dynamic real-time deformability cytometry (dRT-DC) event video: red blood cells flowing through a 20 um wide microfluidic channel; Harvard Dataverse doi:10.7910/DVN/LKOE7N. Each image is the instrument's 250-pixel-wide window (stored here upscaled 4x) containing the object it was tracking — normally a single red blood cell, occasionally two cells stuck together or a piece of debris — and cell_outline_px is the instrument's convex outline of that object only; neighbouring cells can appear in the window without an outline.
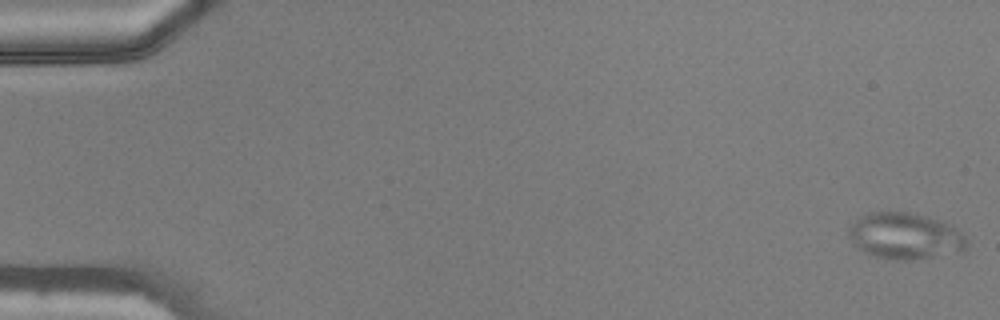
{"species": "common noctule bat (a hibernating species)", "species_latin": "Nyctalus noctula", "temperature_condition": "warm", "stored_images_in_passage": 47, "camera_frame_rate_fps": 3000, "um_per_image_px": 0.085, "animal": {"sex": "male", "body_mass_g": 20.5, "forearm_length_mm": 52.5}, "frame": {"image": 1, "passage_image": 1, "time_ms": 0.0, "image_size_px": [1000, 320], "cell_outline_px": [[968, 244], [960, 252], [912, 260], [896, 260], [876, 256], [860, 248], [848, 236], [848, 224], [860, 216], [868, 212], [908, 212], [924, 216], [952, 224], [968, 240]], "centroid_in_image_um": [76.93, 20.05], "position_along_channel_um": 8.1, "area_um2": 31.79}}
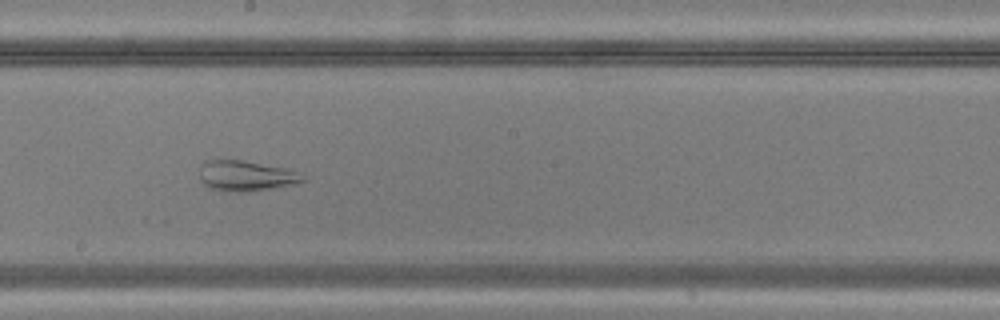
{"frame": {"image": 2, "passage_image": 27, "time_ms": 8.667, "image_size_px": [1000, 320], "cell_outline_px": [[304, 180], [292, 184], [244, 192], [232, 192], [208, 188], [200, 180], [200, 164], [204, 160], [240, 160], [284, 168], [296, 172], [304, 176]], "centroid_in_image_um": [20.81, 14.94], "position_along_channel_um": 227.4, "area_um2": 17.98}}
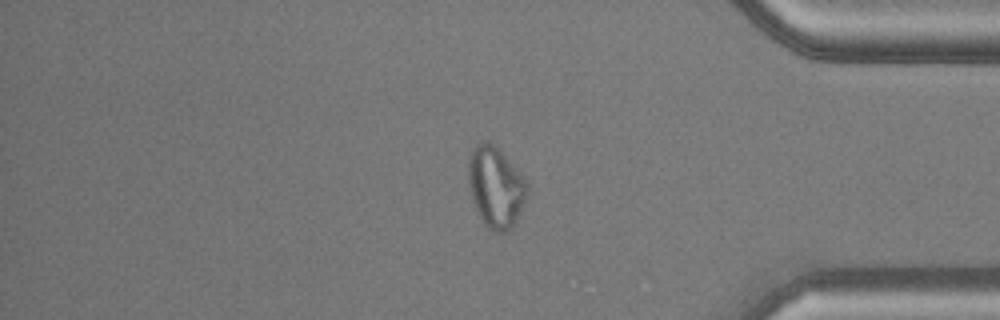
{"frame": {"image": 3, "passage_image": 40, "time_ms": 13.0, "image_size_px": [1000, 320], "cell_outline_px": [[528, 192], [516, 224], [508, 232], [492, 232], [480, 220], [476, 212], [468, 188], [468, 156], [472, 148], [480, 140], [492, 140], [496, 144], [528, 184]], "centroid_in_image_um": [42.1, 15.9], "position_along_channel_um": 393.1, "area_um2": 28.55}}